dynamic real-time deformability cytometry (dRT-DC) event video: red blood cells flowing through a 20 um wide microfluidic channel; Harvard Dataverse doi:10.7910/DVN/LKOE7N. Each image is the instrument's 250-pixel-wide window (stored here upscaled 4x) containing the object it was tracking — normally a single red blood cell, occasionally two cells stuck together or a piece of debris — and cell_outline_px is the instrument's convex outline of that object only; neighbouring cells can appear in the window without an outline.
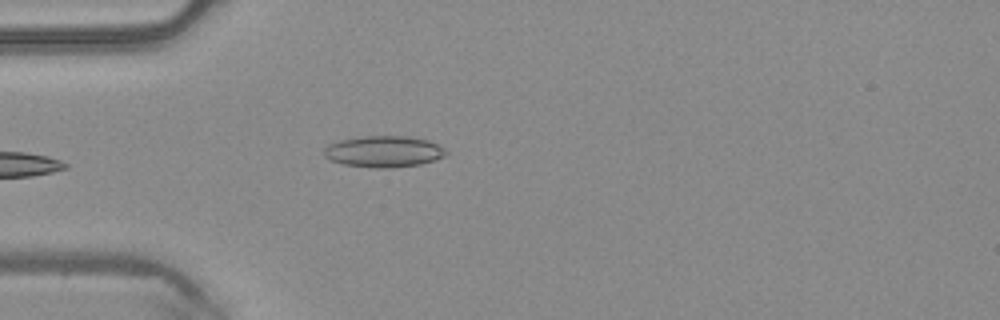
{"species": "common noctule bat (a hibernating species)", "species_latin": "Nyctalus noctula", "temperature_condition": "warm", "stored_images_in_passage": 5, "camera_frame_rate_fps": 3000, "um_per_image_px": 0.085, "animal": {"sex": "male", "body_mass_g": 20.4}, "frame": {"image": 1, "passage_image": 5, "time_ms": 1.333, "image_size_px": [1000, 320], "cell_outline_px": [[448, 152], [444, 156], [420, 164], [392, 168], [372, 168], [344, 164], [332, 160], [324, 156], [324, 148], [328, 144], [340, 140], [364, 136], [408, 136], [428, 140], [444, 148]], "centroid_in_image_um": [32.61, 12.88], "position_along_channel_um": 52.4, "area_um2": 22.2}}